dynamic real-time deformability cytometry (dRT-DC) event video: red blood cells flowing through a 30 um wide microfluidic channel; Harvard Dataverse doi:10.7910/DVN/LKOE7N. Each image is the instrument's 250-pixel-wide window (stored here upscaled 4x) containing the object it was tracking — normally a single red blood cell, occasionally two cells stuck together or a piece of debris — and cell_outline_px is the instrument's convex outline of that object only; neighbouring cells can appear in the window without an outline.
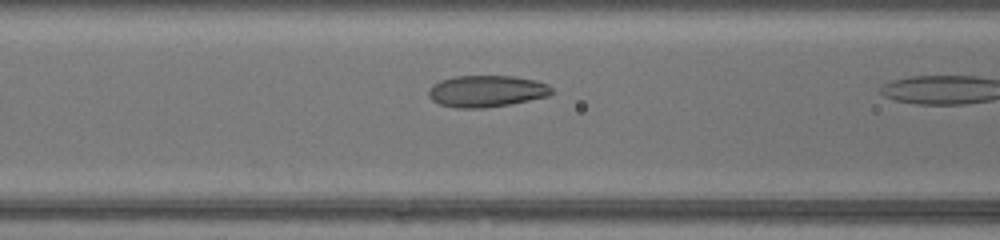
{"species": "common noctule bat (a hibernating species)", "species_latin": "Nyctalus noctula", "temperature_condition": "warm", "stored_images_in_passage": 7, "camera_frame_rate_fps": 3000, "um_per_image_px": 0.085, "animal": {"sex": "female", "body_mass_g": 17.0, "forearm_length_mm": 48.0}, "frame": {"image": 1, "passage_image": 6, "time_ms": 1.667, "image_size_px": [1000, 240], "cell_outline_px": [[552, 92], [548, 96], [508, 104], [484, 108], [456, 108], [440, 104], [432, 100], [428, 96], [428, 88], [432, 84], [440, 80], [456, 76], [516, 76], [536, 80], [548, 84], [552, 88]], "centroid_in_image_um": [41.33, 7.74], "position_along_channel_um": 125.3, "area_um2": 22.77}}